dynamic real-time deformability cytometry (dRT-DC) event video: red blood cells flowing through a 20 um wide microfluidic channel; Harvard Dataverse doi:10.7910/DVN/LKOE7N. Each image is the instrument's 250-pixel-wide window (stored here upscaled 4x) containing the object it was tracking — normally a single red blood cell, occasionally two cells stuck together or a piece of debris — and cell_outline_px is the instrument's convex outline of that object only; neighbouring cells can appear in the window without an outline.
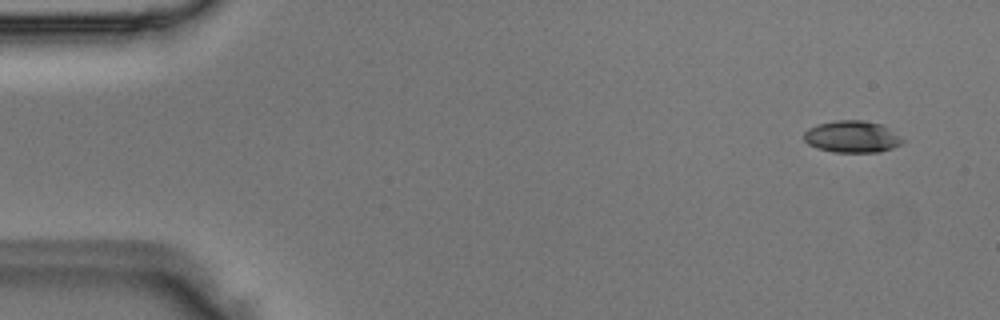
{"species": "Egyptian fruit bat (a non-hibernating species)", "species_latin": "Rousettus aegyptiacus", "temperature_condition": "room temperature", "stored_images_in_passage": 4, "camera_frame_rate_fps": 3000, "um_per_image_px": 0.085, "animal": {"sex": "male"}, "frame": {"image": 1, "passage_image": 1, "time_ms": 0.0, "image_size_px": [1000, 320], "cell_outline_px": [[904, 140], [900, 144], [892, 148], [880, 152], [836, 152], [816, 148], [808, 144], [804, 140], [804, 132], [808, 128], [816, 124], [836, 120], [864, 120], [880, 124], [888, 128]], "centroid_in_image_um": [72.38, 11.61], "position_along_channel_um": 12.6, "area_um2": 18.26}}